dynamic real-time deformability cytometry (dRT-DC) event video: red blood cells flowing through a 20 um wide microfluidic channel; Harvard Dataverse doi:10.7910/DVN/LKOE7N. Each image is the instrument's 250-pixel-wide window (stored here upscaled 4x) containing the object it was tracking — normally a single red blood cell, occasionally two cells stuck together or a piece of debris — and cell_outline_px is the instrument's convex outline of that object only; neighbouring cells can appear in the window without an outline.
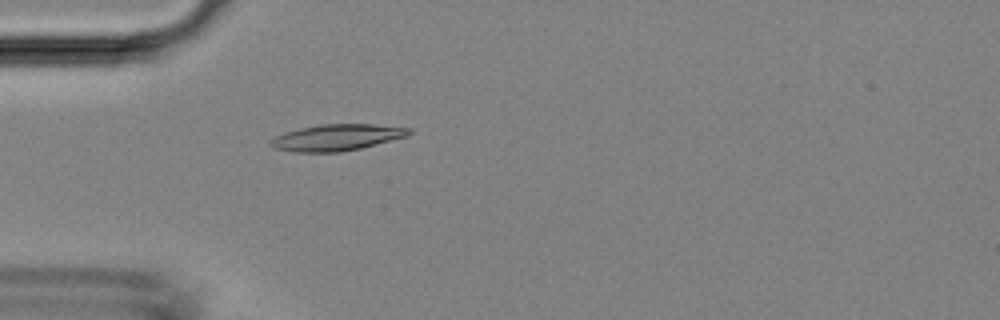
{"species": "Egyptian fruit bat (a non-hibernating species)", "species_latin": "Rousettus aegyptiacus", "temperature_condition": "room temperature", "stored_images_in_passage": 48, "camera_frame_rate_fps": 3000, "um_per_image_px": 0.085, "animal": {"sex": "female"}, "frame": {"image": 1, "passage_image": 14, "time_ms": 4.333, "image_size_px": [1000, 320], "cell_outline_px": [[412, 132], [408, 136], [360, 148], [340, 152], [292, 152], [272, 148], [268, 144], [268, 140], [284, 132], [300, 128], [320, 124], [372, 124], [412, 128]], "centroid_in_image_um": [28.58, 11.68], "position_along_channel_um": 56.4, "area_um2": 21.44}}
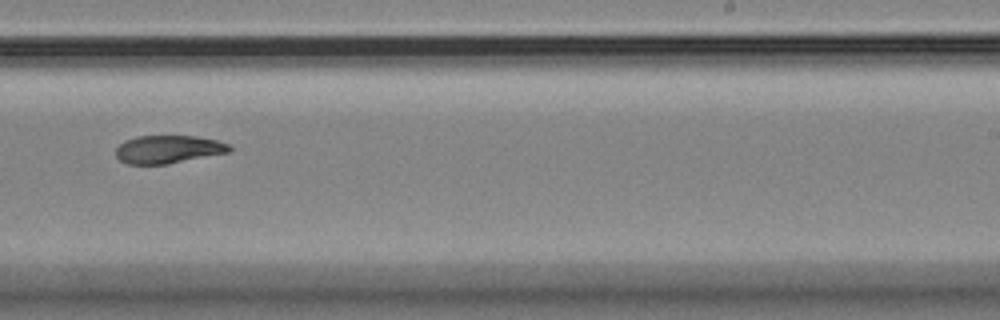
{"frame": {"image": 2, "passage_image": 30, "time_ms": 9.667, "image_size_px": [1000, 320], "cell_outline_px": [[232, 152], [168, 164], [128, 164], [120, 160], [116, 156], [116, 148], [124, 140], [136, 136], [196, 136], [216, 140], [232, 144]], "centroid_in_image_um": [14.35, 12.69], "position_along_channel_um": 274.7, "area_um2": 18.79}}
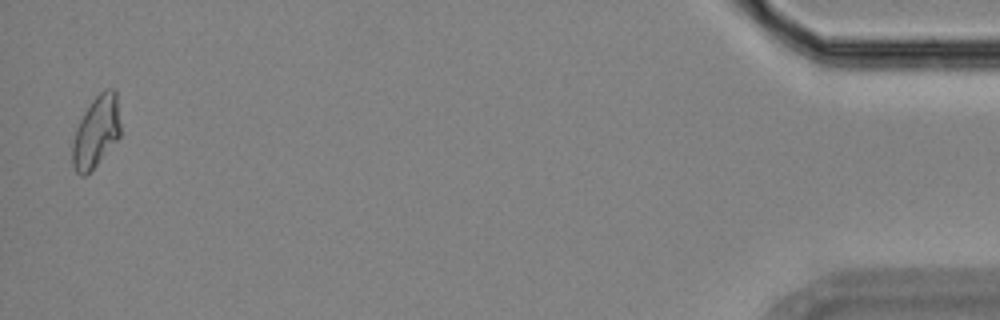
{"frame": {"image": 3, "passage_image": 47, "time_ms": 15.333, "image_size_px": [1000, 320], "cell_outline_px": [[120, 136], [96, 164], [84, 176], [80, 176], [76, 172], [72, 164], [72, 144], [76, 128], [84, 112], [92, 100], [104, 88], [112, 88], [116, 92], [120, 124]], "centroid_in_image_um": [8.16, 11.18], "position_along_channel_um": 427.0, "area_um2": 19.77}}